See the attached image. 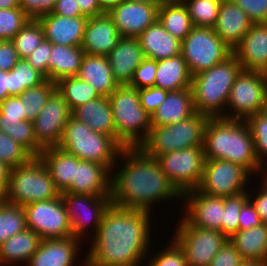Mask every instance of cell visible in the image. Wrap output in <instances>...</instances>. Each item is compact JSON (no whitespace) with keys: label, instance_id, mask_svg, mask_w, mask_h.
I'll use <instances>...</instances> for the list:
<instances>
[{"label":"cell","instance_id":"1","mask_svg":"<svg viewBox=\"0 0 267 266\" xmlns=\"http://www.w3.org/2000/svg\"><path fill=\"white\" fill-rule=\"evenodd\" d=\"M150 211L111 205L107 208L85 266H139L150 242Z\"/></svg>","mask_w":267,"mask_h":266},{"label":"cell","instance_id":"2","mask_svg":"<svg viewBox=\"0 0 267 266\" xmlns=\"http://www.w3.org/2000/svg\"><path fill=\"white\" fill-rule=\"evenodd\" d=\"M119 157L123 158L125 164L111 177L113 205L150 211L151 204L160 200L183 198L161 170L156 158L141 147H124Z\"/></svg>","mask_w":267,"mask_h":266},{"label":"cell","instance_id":"3","mask_svg":"<svg viewBox=\"0 0 267 266\" xmlns=\"http://www.w3.org/2000/svg\"><path fill=\"white\" fill-rule=\"evenodd\" d=\"M205 159H221L241 165L250 175L262 172L251 129L245 120L209 117L204 131Z\"/></svg>","mask_w":267,"mask_h":266},{"label":"cell","instance_id":"4","mask_svg":"<svg viewBox=\"0 0 267 266\" xmlns=\"http://www.w3.org/2000/svg\"><path fill=\"white\" fill-rule=\"evenodd\" d=\"M242 70L232 54L225 61L192 77L191 89L196 112L209 117L222 116L236 76Z\"/></svg>","mask_w":267,"mask_h":266},{"label":"cell","instance_id":"5","mask_svg":"<svg viewBox=\"0 0 267 266\" xmlns=\"http://www.w3.org/2000/svg\"><path fill=\"white\" fill-rule=\"evenodd\" d=\"M108 98L114 117L116 141L123 148L139 147L149 136L152 124L151 115L140 104L138 89L119 85Z\"/></svg>","mask_w":267,"mask_h":266},{"label":"cell","instance_id":"6","mask_svg":"<svg viewBox=\"0 0 267 266\" xmlns=\"http://www.w3.org/2000/svg\"><path fill=\"white\" fill-rule=\"evenodd\" d=\"M58 147L80 160L103 164L111 171L123 149L111 136L93 131L86 123L73 116L64 128Z\"/></svg>","mask_w":267,"mask_h":266},{"label":"cell","instance_id":"7","mask_svg":"<svg viewBox=\"0 0 267 266\" xmlns=\"http://www.w3.org/2000/svg\"><path fill=\"white\" fill-rule=\"evenodd\" d=\"M60 196V191L39 157L10 169L5 202L24 207L29 203Z\"/></svg>","mask_w":267,"mask_h":266},{"label":"cell","instance_id":"8","mask_svg":"<svg viewBox=\"0 0 267 266\" xmlns=\"http://www.w3.org/2000/svg\"><path fill=\"white\" fill-rule=\"evenodd\" d=\"M208 119L209 116L196 112L176 124L152 126L149 136L139 147L156 158L168 152L203 146Z\"/></svg>","mask_w":267,"mask_h":266},{"label":"cell","instance_id":"9","mask_svg":"<svg viewBox=\"0 0 267 266\" xmlns=\"http://www.w3.org/2000/svg\"><path fill=\"white\" fill-rule=\"evenodd\" d=\"M232 51L209 27L194 26L181 41V55L192 76L225 61Z\"/></svg>","mask_w":267,"mask_h":266},{"label":"cell","instance_id":"10","mask_svg":"<svg viewBox=\"0 0 267 266\" xmlns=\"http://www.w3.org/2000/svg\"><path fill=\"white\" fill-rule=\"evenodd\" d=\"M156 160L182 195L199 187L206 160L203 146L168 152L157 156Z\"/></svg>","mask_w":267,"mask_h":266},{"label":"cell","instance_id":"11","mask_svg":"<svg viewBox=\"0 0 267 266\" xmlns=\"http://www.w3.org/2000/svg\"><path fill=\"white\" fill-rule=\"evenodd\" d=\"M173 240L183 250L188 266H209L229 240L222 232L192 226L183 216Z\"/></svg>","mask_w":267,"mask_h":266},{"label":"cell","instance_id":"12","mask_svg":"<svg viewBox=\"0 0 267 266\" xmlns=\"http://www.w3.org/2000/svg\"><path fill=\"white\" fill-rule=\"evenodd\" d=\"M266 89V73L241 70L235 78L225 106H229L233 113L223 112L222 117L246 120L249 116L261 112L264 108Z\"/></svg>","mask_w":267,"mask_h":266},{"label":"cell","instance_id":"13","mask_svg":"<svg viewBox=\"0 0 267 266\" xmlns=\"http://www.w3.org/2000/svg\"><path fill=\"white\" fill-rule=\"evenodd\" d=\"M250 173L239 164L221 159H206L199 191L216 197H229L246 192Z\"/></svg>","mask_w":267,"mask_h":266},{"label":"cell","instance_id":"14","mask_svg":"<svg viewBox=\"0 0 267 266\" xmlns=\"http://www.w3.org/2000/svg\"><path fill=\"white\" fill-rule=\"evenodd\" d=\"M27 228L41 239H65L72 236L67 210L62 197L37 201L24 206Z\"/></svg>","mask_w":267,"mask_h":266},{"label":"cell","instance_id":"15","mask_svg":"<svg viewBox=\"0 0 267 266\" xmlns=\"http://www.w3.org/2000/svg\"><path fill=\"white\" fill-rule=\"evenodd\" d=\"M61 197L67 210V216L70 222L72 236L76 239L81 240L84 236L83 233L86 230V227L88 228L87 225L90 221L93 223V225L91 226L94 227L93 230L95 229V236L98 231L99 225L101 224V220L104 216L105 211L112 203L111 196L62 192ZM83 209L88 210L86 212L85 210L83 211ZM87 215L89 216V218Z\"/></svg>","mask_w":267,"mask_h":266},{"label":"cell","instance_id":"16","mask_svg":"<svg viewBox=\"0 0 267 266\" xmlns=\"http://www.w3.org/2000/svg\"><path fill=\"white\" fill-rule=\"evenodd\" d=\"M72 116L68 104L55 90L48 98L45 106L33 120L37 143L44 149L56 147L61 141L64 128Z\"/></svg>","mask_w":267,"mask_h":266},{"label":"cell","instance_id":"17","mask_svg":"<svg viewBox=\"0 0 267 266\" xmlns=\"http://www.w3.org/2000/svg\"><path fill=\"white\" fill-rule=\"evenodd\" d=\"M158 9L151 3L122 0L107 14L122 37H138L158 19Z\"/></svg>","mask_w":267,"mask_h":266},{"label":"cell","instance_id":"18","mask_svg":"<svg viewBox=\"0 0 267 266\" xmlns=\"http://www.w3.org/2000/svg\"><path fill=\"white\" fill-rule=\"evenodd\" d=\"M184 197L187 199L184 218L192 226L221 232L224 213L222 197L206 195L198 189L185 192Z\"/></svg>","mask_w":267,"mask_h":266},{"label":"cell","instance_id":"19","mask_svg":"<svg viewBox=\"0 0 267 266\" xmlns=\"http://www.w3.org/2000/svg\"><path fill=\"white\" fill-rule=\"evenodd\" d=\"M232 52L242 70L267 74V22L253 23Z\"/></svg>","mask_w":267,"mask_h":266},{"label":"cell","instance_id":"20","mask_svg":"<svg viewBox=\"0 0 267 266\" xmlns=\"http://www.w3.org/2000/svg\"><path fill=\"white\" fill-rule=\"evenodd\" d=\"M121 37L112 18L104 13L89 17L81 47L85 54L107 56L117 46Z\"/></svg>","mask_w":267,"mask_h":266},{"label":"cell","instance_id":"21","mask_svg":"<svg viewBox=\"0 0 267 266\" xmlns=\"http://www.w3.org/2000/svg\"><path fill=\"white\" fill-rule=\"evenodd\" d=\"M89 17H62L49 14L40 17L45 40L59 45L81 46Z\"/></svg>","mask_w":267,"mask_h":266},{"label":"cell","instance_id":"22","mask_svg":"<svg viewBox=\"0 0 267 266\" xmlns=\"http://www.w3.org/2000/svg\"><path fill=\"white\" fill-rule=\"evenodd\" d=\"M111 170L100 163L80 160L75 177L65 192L111 196ZM110 177V178H109Z\"/></svg>","mask_w":267,"mask_h":266},{"label":"cell","instance_id":"23","mask_svg":"<svg viewBox=\"0 0 267 266\" xmlns=\"http://www.w3.org/2000/svg\"><path fill=\"white\" fill-rule=\"evenodd\" d=\"M252 25L253 22L241 7L231 0H222L213 29L219 38L233 50Z\"/></svg>","mask_w":267,"mask_h":266},{"label":"cell","instance_id":"24","mask_svg":"<svg viewBox=\"0 0 267 266\" xmlns=\"http://www.w3.org/2000/svg\"><path fill=\"white\" fill-rule=\"evenodd\" d=\"M115 80L129 85L135 69L145 59L138 37H121L117 46L107 55Z\"/></svg>","mask_w":267,"mask_h":266},{"label":"cell","instance_id":"25","mask_svg":"<svg viewBox=\"0 0 267 266\" xmlns=\"http://www.w3.org/2000/svg\"><path fill=\"white\" fill-rule=\"evenodd\" d=\"M79 239H42L37 251L26 266H73L79 248Z\"/></svg>","mask_w":267,"mask_h":266},{"label":"cell","instance_id":"26","mask_svg":"<svg viewBox=\"0 0 267 266\" xmlns=\"http://www.w3.org/2000/svg\"><path fill=\"white\" fill-rule=\"evenodd\" d=\"M138 40L145 58L159 61L181 54V41L165 30L158 19L138 36Z\"/></svg>","mask_w":267,"mask_h":266},{"label":"cell","instance_id":"27","mask_svg":"<svg viewBox=\"0 0 267 266\" xmlns=\"http://www.w3.org/2000/svg\"><path fill=\"white\" fill-rule=\"evenodd\" d=\"M196 113L191 88L170 91L151 116L152 126L176 124Z\"/></svg>","mask_w":267,"mask_h":266},{"label":"cell","instance_id":"28","mask_svg":"<svg viewBox=\"0 0 267 266\" xmlns=\"http://www.w3.org/2000/svg\"><path fill=\"white\" fill-rule=\"evenodd\" d=\"M77 77L91 84L100 96L109 97L119 86L106 55L85 54Z\"/></svg>","mask_w":267,"mask_h":266},{"label":"cell","instance_id":"29","mask_svg":"<svg viewBox=\"0 0 267 266\" xmlns=\"http://www.w3.org/2000/svg\"><path fill=\"white\" fill-rule=\"evenodd\" d=\"M38 157L44 163L56 188L60 193L65 192L72 184L80 159L58 146L44 148Z\"/></svg>","mask_w":267,"mask_h":266},{"label":"cell","instance_id":"30","mask_svg":"<svg viewBox=\"0 0 267 266\" xmlns=\"http://www.w3.org/2000/svg\"><path fill=\"white\" fill-rule=\"evenodd\" d=\"M72 116L86 123L93 131L111 136L116 140V129L111 103L106 96H100L80 105Z\"/></svg>","mask_w":267,"mask_h":266},{"label":"cell","instance_id":"31","mask_svg":"<svg viewBox=\"0 0 267 266\" xmlns=\"http://www.w3.org/2000/svg\"><path fill=\"white\" fill-rule=\"evenodd\" d=\"M84 55L85 52L81 46L53 43L48 59V80L56 83L65 77L77 76Z\"/></svg>","mask_w":267,"mask_h":266},{"label":"cell","instance_id":"32","mask_svg":"<svg viewBox=\"0 0 267 266\" xmlns=\"http://www.w3.org/2000/svg\"><path fill=\"white\" fill-rule=\"evenodd\" d=\"M192 77L183 56L180 54L157 61L154 87L169 92L191 88Z\"/></svg>","mask_w":267,"mask_h":266},{"label":"cell","instance_id":"33","mask_svg":"<svg viewBox=\"0 0 267 266\" xmlns=\"http://www.w3.org/2000/svg\"><path fill=\"white\" fill-rule=\"evenodd\" d=\"M229 241L243 260L267 261V223L249 230H238Z\"/></svg>","mask_w":267,"mask_h":266},{"label":"cell","instance_id":"34","mask_svg":"<svg viewBox=\"0 0 267 266\" xmlns=\"http://www.w3.org/2000/svg\"><path fill=\"white\" fill-rule=\"evenodd\" d=\"M41 237L31 229L17 233L0 245V264L25 262L37 251Z\"/></svg>","mask_w":267,"mask_h":266},{"label":"cell","instance_id":"35","mask_svg":"<svg viewBox=\"0 0 267 266\" xmlns=\"http://www.w3.org/2000/svg\"><path fill=\"white\" fill-rule=\"evenodd\" d=\"M55 84L56 91L62 96L71 111L86 102L100 97L91 84L77 76L62 78Z\"/></svg>","mask_w":267,"mask_h":266},{"label":"cell","instance_id":"36","mask_svg":"<svg viewBox=\"0 0 267 266\" xmlns=\"http://www.w3.org/2000/svg\"><path fill=\"white\" fill-rule=\"evenodd\" d=\"M158 20L173 37L182 41L194 28L185 5H160Z\"/></svg>","mask_w":267,"mask_h":266},{"label":"cell","instance_id":"37","mask_svg":"<svg viewBox=\"0 0 267 266\" xmlns=\"http://www.w3.org/2000/svg\"><path fill=\"white\" fill-rule=\"evenodd\" d=\"M47 79L34 70L26 59H19L9 70V96H18L24 90L41 85Z\"/></svg>","mask_w":267,"mask_h":266},{"label":"cell","instance_id":"38","mask_svg":"<svg viewBox=\"0 0 267 266\" xmlns=\"http://www.w3.org/2000/svg\"><path fill=\"white\" fill-rule=\"evenodd\" d=\"M26 229L27 220L24 207L0 201V245Z\"/></svg>","mask_w":267,"mask_h":266},{"label":"cell","instance_id":"39","mask_svg":"<svg viewBox=\"0 0 267 266\" xmlns=\"http://www.w3.org/2000/svg\"><path fill=\"white\" fill-rule=\"evenodd\" d=\"M55 90V82L46 80L41 85L28 88L19 94L18 97L23 102L24 117L27 120L33 121Z\"/></svg>","mask_w":267,"mask_h":266},{"label":"cell","instance_id":"40","mask_svg":"<svg viewBox=\"0 0 267 266\" xmlns=\"http://www.w3.org/2000/svg\"><path fill=\"white\" fill-rule=\"evenodd\" d=\"M44 39L42 24L30 19L11 41L20 59H26Z\"/></svg>","mask_w":267,"mask_h":266},{"label":"cell","instance_id":"41","mask_svg":"<svg viewBox=\"0 0 267 266\" xmlns=\"http://www.w3.org/2000/svg\"><path fill=\"white\" fill-rule=\"evenodd\" d=\"M0 131L25 147L34 157H38L43 150L36 141L33 121L19 120L18 123L0 124Z\"/></svg>","mask_w":267,"mask_h":266},{"label":"cell","instance_id":"42","mask_svg":"<svg viewBox=\"0 0 267 266\" xmlns=\"http://www.w3.org/2000/svg\"><path fill=\"white\" fill-rule=\"evenodd\" d=\"M222 0H188V9L194 26L213 28L218 18Z\"/></svg>","mask_w":267,"mask_h":266},{"label":"cell","instance_id":"43","mask_svg":"<svg viewBox=\"0 0 267 266\" xmlns=\"http://www.w3.org/2000/svg\"><path fill=\"white\" fill-rule=\"evenodd\" d=\"M249 193L223 198L224 213L221 222V232L229 239L238 231L239 214L243 204L249 199Z\"/></svg>","mask_w":267,"mask_h":266},{"label":"cell","instance_id":"44","mask_svg":"<svg viewBox=\"0 0 267 266\" xmlns=\"http://www.w3.org/2000/svg\"><path fill=\"white\" fill-rule=\"evenodd\" d=\"M34 156L9 135L0 131V160L9 168L29 162Z\"/></svg>","mask_w":267,"mask_h":266},{"label":"cell","instance_id":"45","mask_svg":"<svg viewBox=\"0 0 267 266\" xmlns=\"http://www.w3.org/2000/svg\"><path fill=\"white\" fill-rule=\"evenodd\" d=\"M245 121L251 129L258 161L264 167L267 157V114L261 111L249 116Z\"/></svg>","mask_w":267,"mask_h":266},{"label":"cell","instance_id":"46","mask_svg":"<svg viewBox=\"0 0 267 266\" xmlns=\"http://www.w3.org/2000/svg\"><path fill=\"white\" fill-rule=\"evenodd\" d=\"M30 18L20 9H0V40H12Z\"/></svg>","mask_w":267,"mask_h":266},{"label":"cell","instance_id":"47","mask_svg":"<svg viewBox=\"0 0 267 266\" xmlns=\"http://www.w3.org/2000/svg\"><path fill=\"white\" fill-rule=\"evenodd\" d=\"M157 70V61L145 58L135 69L129 86L139 89L154 87Z\"/></svg>","mask_w":267,"mask_h":266},{"label":"cell","instance_id":"48","mask_svg":"<svg viewBox=\"0 0 267 266\" xmlns=\"http://www.w3.org/2000/svg\"><path fill=\"white\" fill-rule=\"evenodd\" d=\"M165 250L156 254L147 266H188L183 250L172 240Z\"/></svg>","mask_w":267,"mask_h":266},{"label":"cell","instance_id":"49","mask_svg":"<svg viewBox=\"0 0 267 266\" xmlns=\"http://www.w3.org/2000/svg\"><path fill=\"white\" fill-rule=\"evenodd\" d=\"M24 117L23 102L18 96H9L0 103V124L18 123Z\"/></svg>","mask_w":267,"mask_h":266},{"label":"cell","instance_id":"50","mask_svg":"<svg viewBox=\"0 0 267 266\" xmlns=\"http://www.w3.org/2000/svg\"><path fill=\"white\" fill-rule=\"evenodd\" d=\"M52 42L43 40L40 45L26 58L29 65L40 72L48 80V59L52 51Z\"/></svg>","mask_w":267,"mask_h":266},{"label":"cell","instance_id":"51","mask_svg":"<svg viewBox=\"0 0 267 266\" xmlns=\"http://www.w3.org/2000/svg\"><path fill=\"white\" fill-rule=\"evenodd\" d=\"M57 0H19V8L30 18L38 20L53 11Z\"/></svg>","mask_w":267,"mask_h":266},{"label":"cell","instance_id":"52","mask_svg":"<svg viewBox=\"0 0 267 266\" xmlns=\"http://www.w3.org/2000/svg\"><path fill=\"white\" fill-rule=\"evenodd\" d=\"M168 92L157 87L139 89L140 104L152 116L156 109L164 102Z\"/></svg>","mask_w":267,"mask_h":266},{"label":"cell","instance_id":"53","mask_svg":"<svg viewBox=\"0 0 267 266\" xmlns=\"http://www.w3.org/2000/svg\"><path fill=\"white\" fill-rule=\"evenodd\" d=\"M248 15L253 23L267 22V0H231Z\"/></svg>","mask_w":267,"mask_h":266},{"label":"cell","instance_id":"54","mask_svg":"<svg viewBox=\"0 0 267 266\" xmlns=\"http://www.w3.org/2000/svg\"><path fill=\"white\" fill-rule=\"evenodd\" d=\"M242 261L239 252L228 240L214 256L209 266H239Z\"/></svg>","mask_w":267,"mask_h":266},{"label":"cell","instance_id":"55","mask_svg":"<svg viewBox=\"0 0 267 266\" xmlns=\"http://www.w3.org/2000/svg\"><path fill=\"white\" fill-rule=\"evenodd\" d=\"M263 222L256 212L252 202L248 199L242 206L239 214L238 230H249L252 227H258Z\"/></svg>","mask_w":267,"mask_h":266},{"label":"cell","instance_id":"56","mask_svg":"<svg viewBox=\"0 0 267 266\" xmlns=\"http://www.w3.org/2000/svg\"><path fill=\"white\" fill-rule=\"evenodd\" d=\"M20 59L11 40H0V70H11Z\"/></svg>","mask_w":267,"mask_h":266},{"label":"cell","instance_id":"57","mask_svg":"<svg viewBox=\"0 0 267 266\" xmlns=\"http://www.w3.org/2000/svg\"><path fill=\"white\" fill-rule=\"evenodd\" d=\"M52 13L62 17L84 16L76 0H57Z\"/></svg>","mask_w":267,"mask_h":266},{"label":"cell","instance_id":"58","mask_svg":"<svg viewBox=\"0 0 267 266\" xmlns=\"http://www.w3.org/2000/svg\"><path fill=\"white\" fill-rule=\"evenodd\" d=\"M262 186L259 187L260 190L256 198L252 201V198H249L253 202V206L256 212L259 214V217L263 223H267V182L262 180Z\"/></svg>","mask_w":267,"mask_h":266},{"label":"cell","instance_id":"59","mask_svg":"<svg viewBox=\"0 0 267 266\" xmlns=\"http://www.w3.org/2000/svg\"><path fill=\"white\" fill-rule=\"evenodd\" d=\"M82 14L86 17H94L104 14L99 0H76Z\"/></svg>","mask_w":267,"mask_h":266},{"label":"cell","instance_id":"60","mask_svg":"<svg viewBox=\"0 0 267 266\" xmlns=\"http://www.w3.org/2000/svg\"><path fill=\"white\" fill-rule=\"evenodd\" d=\"M10 169L0 160V201H4V197L8 187V179Z\"/></svg>","mask_w":267,"mask_h":266},{"label":"cell","instance_id":"61","mask_svg":"<svg viewBox=\"0 0 267 266\" xmlns=\"http://www.w3.org/2000/svg\"><path fill=\"white\" fill-rule=\"evenodd\" d=\"M9 71L0 70V103L9 97Z\"/></svg>","mask_w":267,"mask_h":266},{"label":"cell","instance_id":"62","mask_svg":"<svg viewBox=\"0 0 267 266\" xmlns=\"http://www.w3.org/2000/svg\"><path fill=\"white\" fill-rule=\"evenodd\" d=\"M122 0H99L101 9L108 13L112 8L119 4Z\"/></svg>","mask_w":267,"mask_h":266},{"label":"cell","instance_id":"63","mask_svg":"<svg viewBox=\"0 0 267 266\" xmlns=\"http://www.w3.org/2000/svg\"><path fill=\"white\" fill-rule=\"evenodd\" d=\"M19 8V0H0V9Z\"/></svg>","mask_w":267,"mask_h":266},{"label":"cell","instance_id":"64","mask_svg":"<svg viewBox=\"0 0 267 266\" xmlns=\"http://www.w3.org/2000/svg\"><path fill=\"white\" fill-rule=\"evenodd\" d=\"M239 266H267V261L263 260H243Z\"/></svg>","mask_w":267,"mask_h":266},{"label":"cell","instance_id":"65","mask_svg":"<svg viewBox=\"0 0 267 266\" xmlns=\"http://www.w3.org/2000/svg\"><path fill=\"white\" fill-rule=\"evenodd\" d=\"M188 0H161V5H185Z\"/></svg>","mask_w":267,"mask_h":266},{"label":"cell","instance_id":"66","mask_svg":"<svg viewBox=\"0 0 267 266\" xmlns=\"http://www.w3.org/2000/svg\"><path fill=\"white\" fill-rule=\"evenodd\" d=\"M132 1L147 2L158 6L161 5V0H132Z\"/></svg>","mask_w":267,"mask_h":266},{"label":"cell","instance_id":"67","mask_svg":"<svg viewBox=\"0 0 267 266\" xmlns=\"http://www.w3.org/2000/svg\"><path fill=\"white\" fill-rule=\"evenodd\" d=\"M262 111L267 114V89L265 93L264 108Z\"/></svg>","mask_w":267,"mask_h":266},{"label":"cell","instance_id":"68","mask_svg":"<svg viewBox=\"0 0 267 266\" xmlns=\"http://www.w3.org/2000/svg\"><path fill=\"white\" fill-rule=\"evenodd\" d=\"M266 164H267V162H266ZM265 169V174L263 173V175H265L264 177H262L266 182H267V167L266 168H264Z\"/></svg>","mask_w":267,"mask_h":266}]
</instances>
